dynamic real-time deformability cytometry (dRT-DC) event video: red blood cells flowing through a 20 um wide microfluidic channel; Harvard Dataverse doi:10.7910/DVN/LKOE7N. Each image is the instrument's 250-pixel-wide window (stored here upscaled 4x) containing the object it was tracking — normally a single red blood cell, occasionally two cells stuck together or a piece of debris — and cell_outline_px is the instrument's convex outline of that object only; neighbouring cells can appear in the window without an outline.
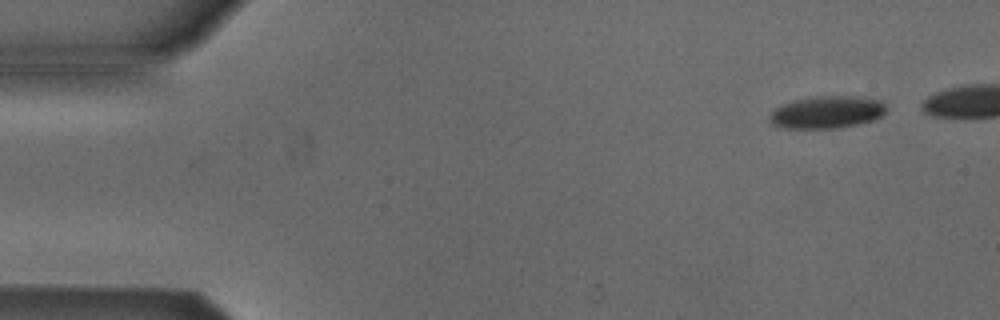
{"species": "Egyptian fruit bat (a non-hibernating species)", "species_latin": "Rousettus aegyptiacus", "temperature_condition": "cold", "stored_images_in_passage": 5, "camera_frame_rate_fps": 3000, "um_per_image_px": 0.085, "animal": {"sex": "male"}, "frame": {"image": 1, "passage_image": 1, "time_ms": 0.0, "image_size_px": [1000, 320], "cell_outline_px": [[888, 108], [880, 116], [872, 120], [856, 124], [836, 128], [788, 128], [772, 124], [772, 112], [776, 108], [784, 104], [796, 100], [816, 96], [860, 96], [884, 100]], "centroid_in_image_um": [70.38, 9.51], "position_along_channel_um": 14.6, "area_um2": 21.73}}
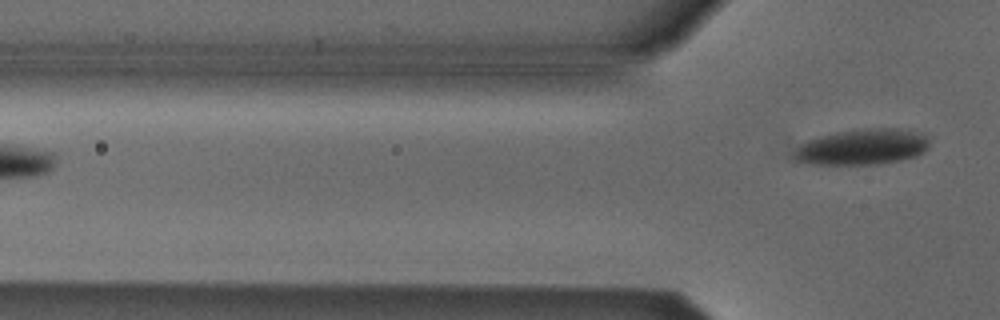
{"frame": {"image": 2, "passage_image": 5, "time_ms": 5.667, "image_size_px": [1000, 320], "cell_outline_px": [[928, 148], [924, 152], [900, 160], [876, 164], [812, 164], [796, 160], [792, 156], [796, 148], [800, 144], [808, 140], [836, 132], [852, 128], [896, 128], [916, 132], [928, 136]], "centroid_in_image_um": [73.28, 12.47], "position_along_channel_um": 52.5, "area_um2": 28.15}}